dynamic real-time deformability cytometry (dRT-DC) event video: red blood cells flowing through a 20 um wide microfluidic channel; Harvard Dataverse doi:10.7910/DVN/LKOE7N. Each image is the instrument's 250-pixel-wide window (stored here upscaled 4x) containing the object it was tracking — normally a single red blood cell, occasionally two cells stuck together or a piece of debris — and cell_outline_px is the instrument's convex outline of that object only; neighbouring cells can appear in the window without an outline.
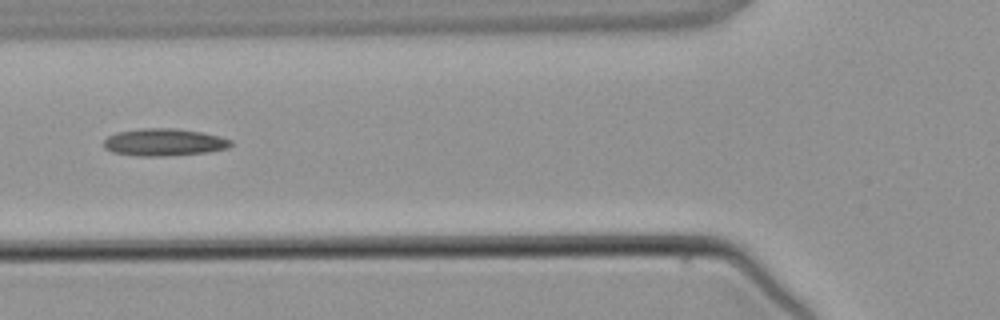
{"species": "common noctule bat (a hibernating species)", "species_latin": "Nyctalus noctula", "temperature_condition": "warm", "stored_images_in_passage": 6, "camera_frame_rate_fps": 3000, "um_per_image_px": 0.085, "animal": {"sex": "male", "body_mass_g": 21.5, "forearm_length_mm": 52.0}, "frame": {"image": 1, "passage_image": 5, "time_ms": 5.0, "image_size_px": [1000, 320], "cell_outline_px": [[232, 144], [228, 148], [208, 152], [160, 156], [140, 156], [112, 152], [104, 148], [104, 140], [108, 136], [116, 132], [140, 128], [176, 128], [200, 132], [220, 136], [232, 140]], "centroid_in_image_um": [13.93, 12.08], "position_along_channel_um": 111.9, "area_um2": 20.23}}
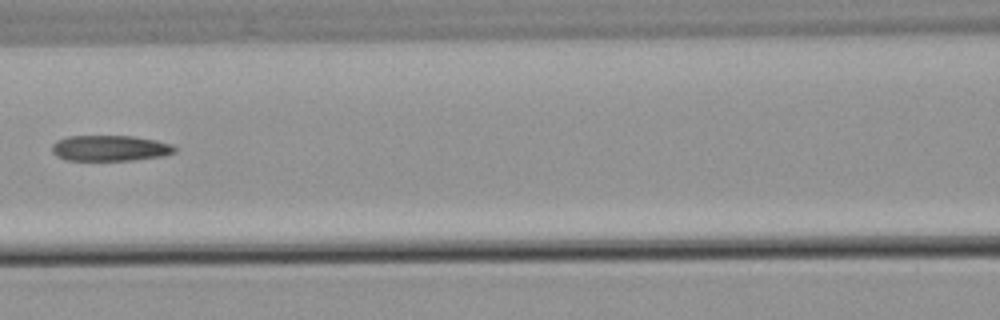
{"frame": {"image": 2, "passage_image": 6, "time_ms": 6.0, "image_size_px": [1000, 320], "cell_outline_px": [[176, 152], [160, 156], [132, 160], [64, 160], [56, 156], [52, 152], [52, 144], [56, 140], [68, 136], [132, 136], [156, 140], [168, 144], [176, 148]], "centroid_in_image_um": [9.29, 12.59], "position_along_channel_um": 157.3, "area_um2": 18.32}}